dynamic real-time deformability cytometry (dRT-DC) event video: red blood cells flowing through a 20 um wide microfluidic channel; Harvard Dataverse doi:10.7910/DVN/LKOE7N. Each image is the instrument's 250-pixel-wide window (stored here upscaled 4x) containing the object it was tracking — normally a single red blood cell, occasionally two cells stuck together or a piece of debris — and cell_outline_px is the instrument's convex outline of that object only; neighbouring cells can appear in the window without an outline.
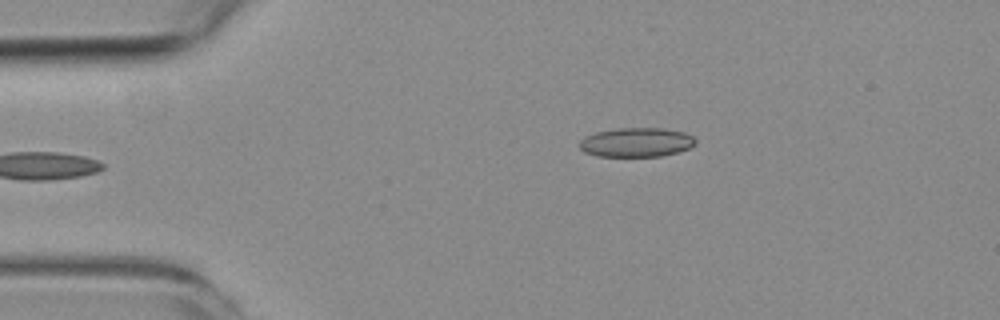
{"species": "common noctule bat (a hibernating species)", "species_latin": "Nyctalus noctula", "temperature_condition": "room temperature", "stored_images_in_passage": 5, "camera_frame_rate_fps": 3000, "um_per_image_px": 0.085, "animal": {"sex": "female", "body_mass_g": 19.3, "forearm_length_mm": 54.1}, "frame": {"image": 1, "passage_image": 5, "time_ms": 4.667, "image_size_px": [1000, 320], "cell_outline_px": [[696, 144], [688, 148], [676, 152], [660, 156], [596, 156], [584, 152], [580, 148], [580, 140], [584, 136], [596, 132], [616, 128], [664, 128], [684, 132], [692, 136], [696, 140]], "centroid_in_image_um": [54.07, 12.09], "position_along_channel_um": 30.9, "area_um2": 19.77}}